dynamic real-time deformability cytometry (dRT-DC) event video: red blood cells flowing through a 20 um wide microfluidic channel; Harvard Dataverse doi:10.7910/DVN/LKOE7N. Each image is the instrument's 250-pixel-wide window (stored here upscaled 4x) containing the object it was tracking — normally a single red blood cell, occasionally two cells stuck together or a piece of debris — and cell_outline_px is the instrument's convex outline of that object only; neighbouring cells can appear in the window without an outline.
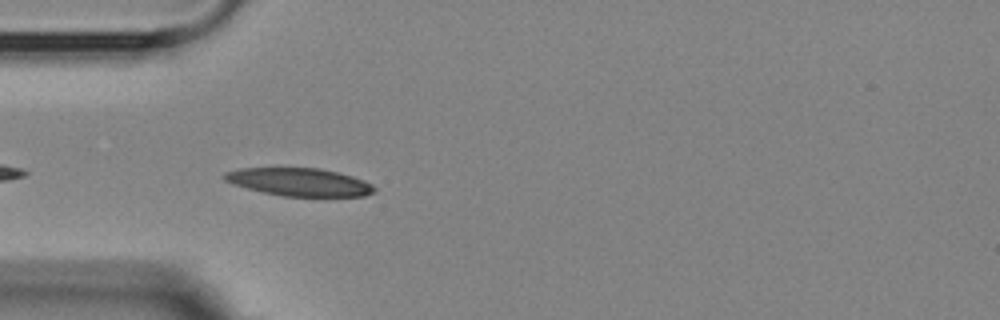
{"species": "Egyptian fruit bat (a non-hibernating species)", "species_latin": "Rousettus aegyptiacus", "temperature_condition": "room temperature", "stored_images_in_passage": 3, "camera_frame_rate_fps": 3000, "um_per_image_px": 0.085, "animal": {"sex": "female"}, "frame": {"image": 1, "passage_image": 2, "time_ms": 1.333, "image_size_px": [1000, 320], "cell_outline_px": [[376, 192], [364, 196], [284, 196], [264, 192], [232, 184], [224, 180], [224, 172], [240, 168], [320, 168], [340, 172], [364, 180], [372, 184], [376, 188]], "centroid_in_image_um": [25.48, 15.47], "position_along_channel_um": 59.5, "area_um2": 24.39}}
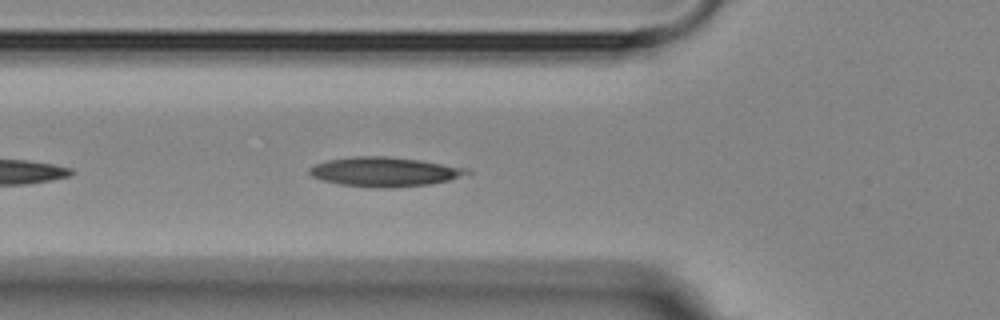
{"frame": {"image": 2, "passage_image": 3, "time_ms": 2.333, "image_size_px": [1000, 320], "cell_outline_px": [[472, 172], [448, 180], [428, 184], [392, 188], [380, 188], [340, 184], [320, 180], [312, 176], [308, 172], [308, 168], [316, 164], [328, 160], [352, 156], [388, 156], [420, 160], [468, 168]], "centroid_in_image_um": [32.65, 14.6], "position_along_channel_um": 93.1, "area_um2": 26.93}}